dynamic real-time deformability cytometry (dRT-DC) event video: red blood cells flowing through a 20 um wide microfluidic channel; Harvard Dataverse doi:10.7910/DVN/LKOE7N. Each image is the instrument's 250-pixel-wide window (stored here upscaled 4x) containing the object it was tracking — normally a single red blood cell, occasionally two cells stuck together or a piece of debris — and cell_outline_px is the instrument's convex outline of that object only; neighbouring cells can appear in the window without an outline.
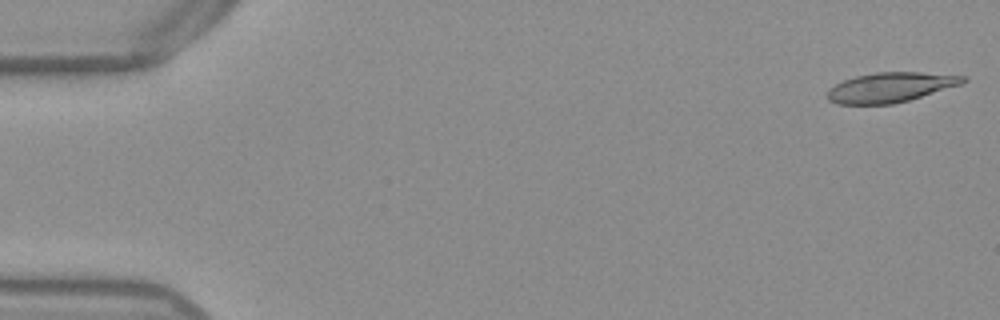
{"species": "Egyptian fruit bat (a non-hibernating species)", "species_latin": "Rousettus aegyptiacus", "temperature_condition": "warm", "stored_images_in_passage": 52, "camera_frame_rate_fps": 3000, "um_per_image_px": 0.085, "frame": {"image": 1, "passage_image": 1, "time_ms": 0.0, "image_size_px": [1000, 320], "cell_outline_px": [[968, 80], [960, 84], [908, 100], [892, 104], [836, 104], [828, 100], [828, 88], [844, 80], [856, 76], [876, 72], [920, 72], [968, 76]], "centroid_in_image_um": [75.67, 7.42], "position_along_channel_um": 9.3, "area_um2": 23.35}}
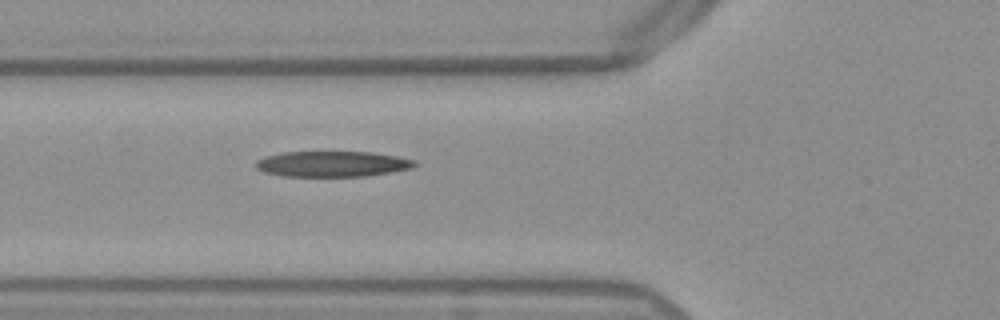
{"frame": {"image": 2, "passage_image": 19, "time_ms": 6.0, "image_size_px": [1000, 320], "cell_outline_px": [[416, 164], [412, 168], [392, 172], [364, 176], [284, 176], [264, 172], [256, 168], [256, 160], [264, 156], [284, 152], [372, 152], [396, 156], [416, 160]], "centroid_in_image_um": [28.24, 13.93], "position_along_channel_um": 97.6, "area_um2": 23.7}}
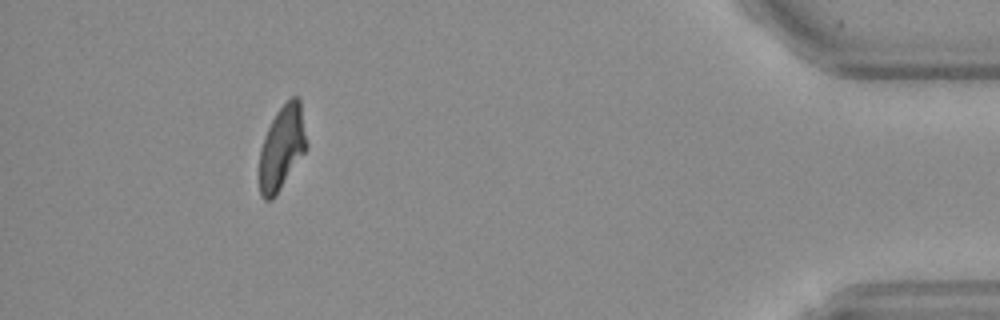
{"frame": {"image": 3, "passage_image": 48, "time_ms": 15.667, "image_size_px": [1000, 320], "cell_outline_px": [[308, 148], [276, 196], [272, 200], [264, 200], [260, 196], [260, 148], [264, 136], [276, 112], [292, 96], [300, 96], [308, 144]], "centroid_in_image_um": [23.99, 12.55], "position_along_channel_um": 411.2, "area_um2": 23.41}, "authors_computed_cell_mechanics": {"area_um2": 24.276, "velocity_mm_per_s": 3.8492, "shape_relaxation_time_tau1_ms": 4.7451, "shape_relaxation_time_tau2_ms": 3.7027, "deformation_change_tau1": 0.1965, "deformation_change_tau2": 0.1428}}